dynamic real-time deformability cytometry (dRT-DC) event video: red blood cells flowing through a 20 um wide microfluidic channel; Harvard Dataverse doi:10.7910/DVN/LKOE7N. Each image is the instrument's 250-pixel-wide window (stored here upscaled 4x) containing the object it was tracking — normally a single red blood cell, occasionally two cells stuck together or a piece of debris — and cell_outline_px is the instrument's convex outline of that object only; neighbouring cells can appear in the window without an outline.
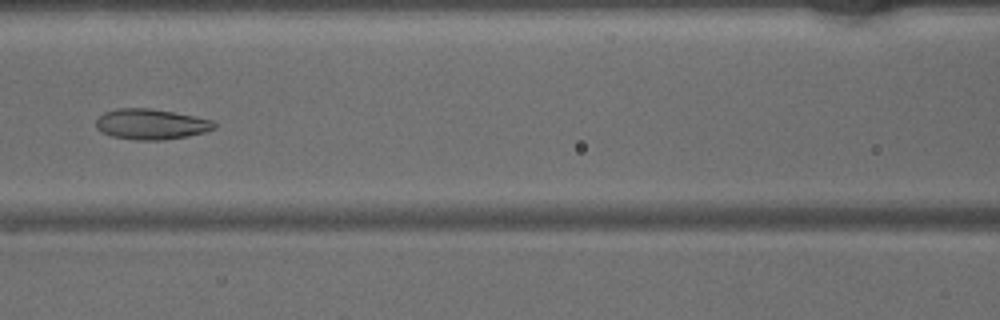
{"species": "common noctule bat (a hibernating species)", "species_latin": "Nyctalus noctula", "temperature_condition": "warm", "stored_images_in_passage": 37, "camera_frame_rate_fps": 3000, "um_per_image_px": 0.085, "animal": {"sex": "male", "body_mass_g": 15.6}, "frame": {"image": 1, "passage_image": 11, "time_ms": 3.333, "image_size_px": [1000, 320], "cell_outline_px": [[216, 128], [204, 132], [188, 136], [164, 140], [136, 140], [112, 136], [96, 128], [96, 120], [104, 112], [116, 108], [148, 108], [172, 112], [212, 120], [216, 124]], "centroid_in_image_um": [12.83, 10.56], "position_along_channel_um": 153.8, "area_um2": 20.87}}
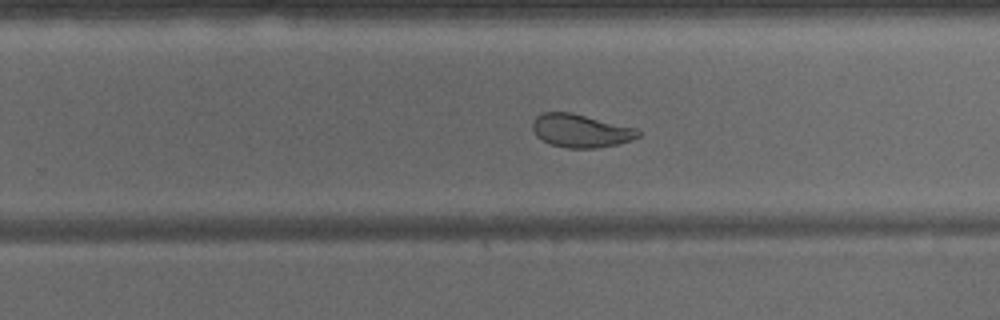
{"frame": {"image": 2, "passage_image": 20, "time_ms": 6.333, "image_size_px": [1000, 320], "cell_outline_px": [[640, 136], [632, 140], [616, 144], [596, 148], [568, 148], [552, 144], [536, 136], [532, 128], [532, 120], [536, 116], [544, 112], [572, 112], [636, 128], [640, 132]], "centroid_in_image_um": [49.35, 11.1], "position_along_channel_um": 280.5, "area_um2": 20.4}}
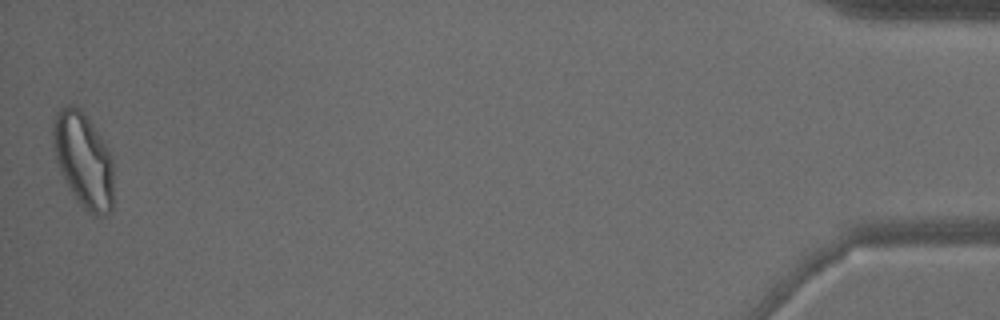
{"frame": {"image": 3, "passage_image": 37, "time_ms": 12.0, "image_size_px": [1000, 320], "cell_outline_px": [[112, 212], [104, 216], [92, 216], [80, 204], [68, 188], [60, 172], [52, 148], [52, 128], [56, 112], [60, 108], [68, 104], [76, 104], [80, 108], [100, 136], [112, 156]], "centroid_in_image_um": [7.06, 13.61], "position_along_channel_um": 428.1, "area_um2": 33.81}}